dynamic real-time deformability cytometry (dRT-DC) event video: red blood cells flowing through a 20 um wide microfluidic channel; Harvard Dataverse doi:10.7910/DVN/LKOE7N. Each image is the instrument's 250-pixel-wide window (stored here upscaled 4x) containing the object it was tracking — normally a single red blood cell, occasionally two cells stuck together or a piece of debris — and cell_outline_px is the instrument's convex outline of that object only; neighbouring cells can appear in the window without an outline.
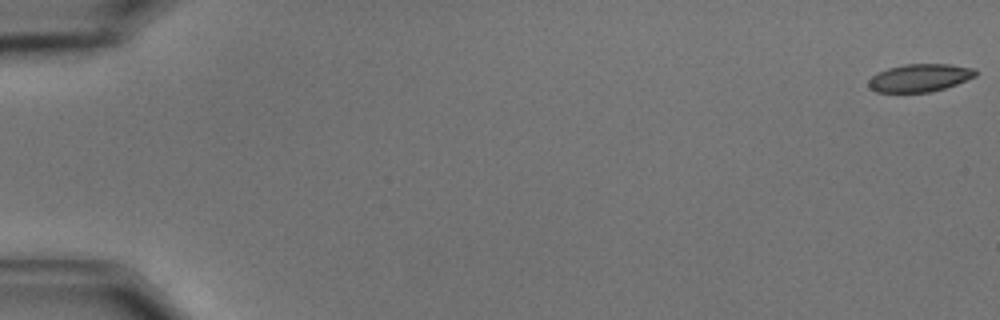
{"species": "common noctule bat (a hibernating species)", "species_latin": "Nyctalus noctula", "temperature_condition": "cold", "stored_images_in_passage": 58, "camera_frame_rate_fps": 3000, "um_per_image_px": 0.085, "animal": {"sex": "male", "body_mass_g": 15.6}, "frame": {"image": 1, "passage_image": 1, "time_ms": 0.0, "image_size_px": [1000, 320], "cell_outline_px": [[976, 76], [956, 84], [944, 88], [928, 92], [876, 92], [868, 84], [868, 80], [872, 76], [888, 68], [904, 64], [952, 64], [976, 68]], "centroid_in_image_um": [78.21, 6.6], "position_along_channel_um": 6.8, "area_um2": 17.22}}
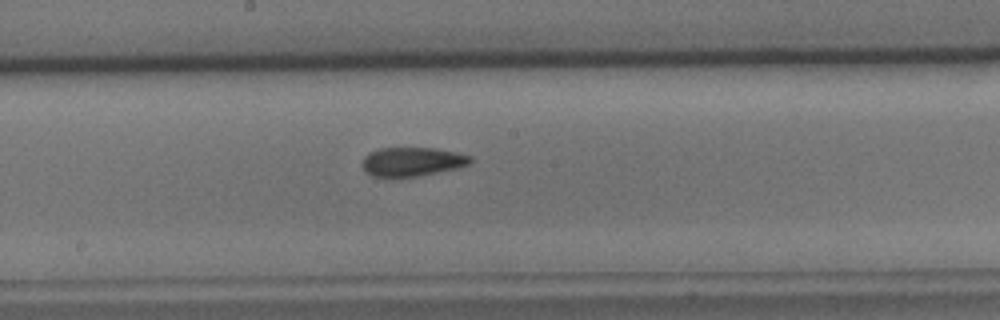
{"frame": {"image": 2, "passage_image": 32, "time_ms": 10.333, "image_size_px": [1000, 320], "cell_outline_px": [[472, 160], [468, 164], [456, 168], [416, 176], [372, 176], [360, 164], [364, 156], [368, 152], [380, 148], [436, 148], [456, 152], [472, 156]], "centroid_in_image_um": [35.01, 13.72], "position_along_channel_um": 213.2, "area_um2": 18.03}}
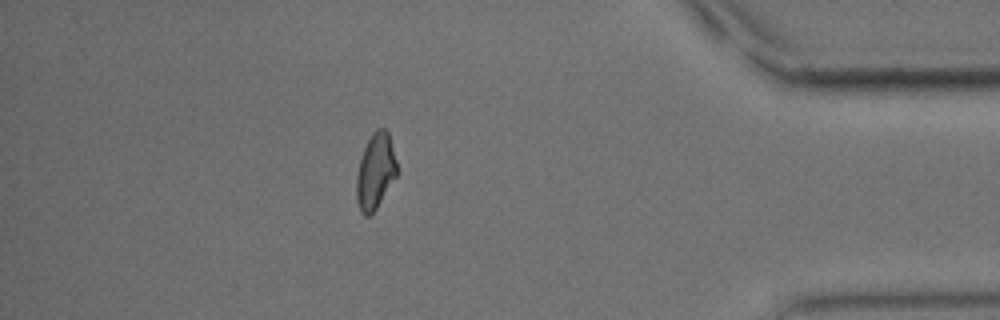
{"frame": {"image": 3, "passage_image": 51, "time_ms": 16.667, "image_size_px": [1000, 320], "cell_outline_px": [[396, 176], [376, 208], [368, 216], [364, 216], [360, 212], [356, 200], [356, 176], [360, 160], [364, 148], [372, 132], [376, 128], [384, 128], [388, 132], [396, 160]], "centroid_in_image_um": [31.88, 14.56], "position_along_channel_um": 403.3, "area_um2": 17.63}, "authors_computed_cell_mechanics": {"area_um2": 18.2359, "velocity_mm_per_s": 3.5539, "shape_relaxation_time_tau1_ms": 6.8965, "shape_relaxation_time_tau2_ms": 3.018, "deformation_change_tau1": 0.1658, "deformation_change_tau2": 0.0992}}